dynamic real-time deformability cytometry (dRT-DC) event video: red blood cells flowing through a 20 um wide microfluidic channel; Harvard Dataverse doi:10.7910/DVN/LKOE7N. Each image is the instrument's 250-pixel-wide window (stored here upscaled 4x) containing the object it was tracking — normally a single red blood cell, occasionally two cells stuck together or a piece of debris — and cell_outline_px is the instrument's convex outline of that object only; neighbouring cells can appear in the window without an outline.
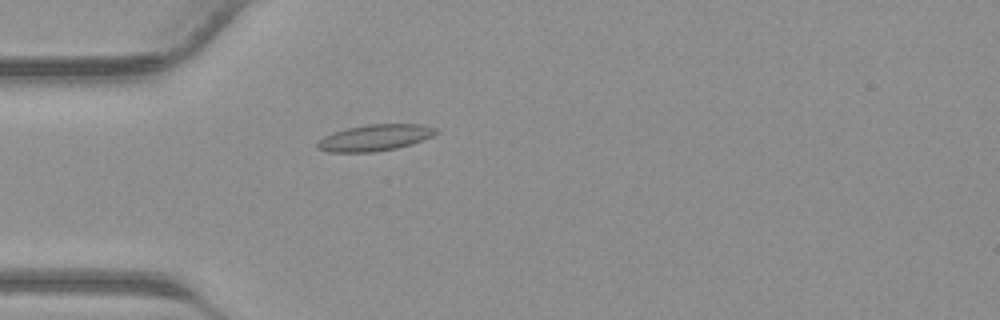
{"species": "common noctule bat (a hibernating species)", "species_latin": "Nyctalus noctula", "temperature_condition": "warm", "stored_images_in_passage": 41, "camera_frame_rate_fps": 3000, "um_per_image_px": 0.085, "animal": {"sex": "male", "body_mass_g": 23.1, "forearm_length_mm": 52.7}, "frame": {"image": 1, "passage_image": 12, "time_ms": 3.667, "image_size_px": [1000, 320], "cell_outline_px": [[440, 132], [432, 136], [412, 144], [396, 148], [372, 152], [328, 152], [316, 148], [316, 144], [324, 136], [332, 132], [348, 128], [368, 124], [420, 124], [436, 128]], "centroid_in_image_um": [31.87, 11.7], "position_along_channel_um": 53.1, "area_um2": 18.21}}
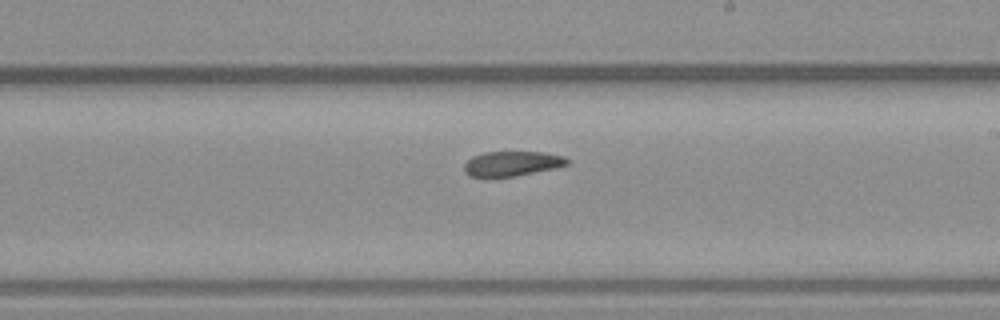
{"frame": {"image": 2, "passage_image": 24, "time_ms": 7.667, "image_size_px": [1000, 320], "cell_outline_px": [[568, 164], [556, 168], [516, 176], [468, 176], [464, 172], [464, 164], [472, 156], [484, 152], [544, 152], [564, 156], [568, 160]], "centroid_in_image_um": [43.52, 13.9], "position_along_channel_um": 245.5, "area_um2": 14.85}}
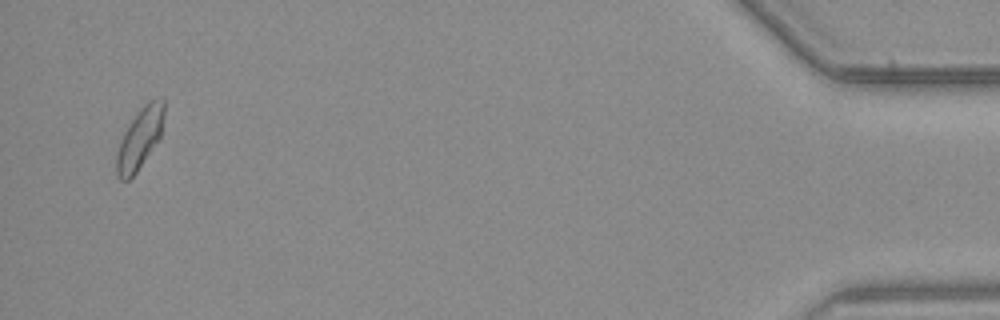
{"frame": {"image": 3, "passage_image": 40, "time_ms": 13.0, "image_size_px": [1000, 320], "cell_outline_px": [[164, 112], [160, 136], [136, 172], [128, 180], [120, 180], [116, 176], [116, 156], [120, 140], [124, 132], [140, 108], [148, 100], [164, 96]], "centroid_in_image_um": [11.87, 11.74], "position_along_channel_um": 423.3, "area_um2": 16.59}}